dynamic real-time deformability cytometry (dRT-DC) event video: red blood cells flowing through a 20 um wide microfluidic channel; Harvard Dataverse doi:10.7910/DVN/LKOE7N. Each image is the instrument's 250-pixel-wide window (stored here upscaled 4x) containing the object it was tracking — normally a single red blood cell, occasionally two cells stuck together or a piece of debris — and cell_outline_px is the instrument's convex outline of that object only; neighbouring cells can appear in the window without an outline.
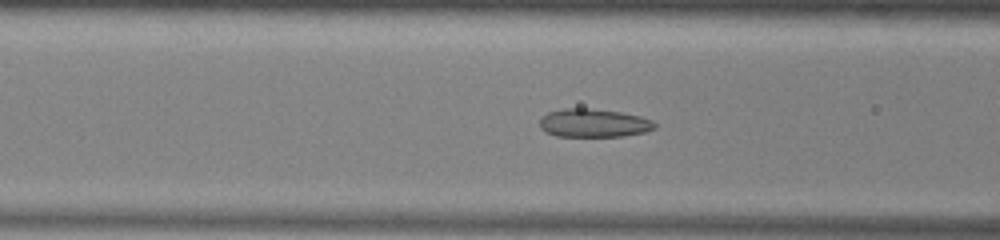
{"species": "common noctule bat (a hibernating species)", "species_latin": "Nyctalus noctula", "temperature_condition": "warm", "stored_images_in_passage": 52, "camera_frame_rate_fps": 3000, "um_per_image_px": 0.085, "animal": {"sex": "male", "body_mass_g": 13.0, "forearm_length_mm": 53.1}, "frame": {"image": 1, "passage_image": 20, "time_ms": 6.333, "image_size_px": [1000, 240], "cell_outline_px": [[656, 128], [644, 132], [624, 136], [556, 136], [544, 132], [540, 128], [540, 120], [548, 112], [564, 108], [584, 108], [620, 112], [640, 116], [652, 120], [656, 124]], "centroid_in_image_um": [50.46, 10.46], "position_along_channel_um": 116.1, "area_um2": 18.96}}
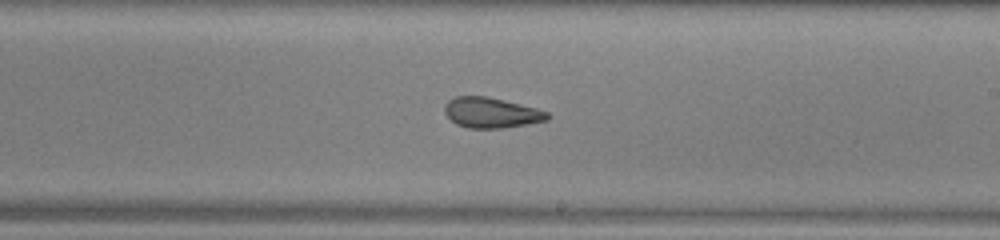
{"frame": {"image": 2, "passage_image": 30, "time_ms": 9.667, "image_size_px": [1000, 240], "cell_outline_px": [[552, 116], [548, 120], [528, 124], [500, 128], [468, 128], [456, 124], [444, 112], [444, 104], [448, 100], [456, 96], [488, 96], [536, 108], [548, 112]], "centroid_in_image_um": [41.76, 9.57], "position_along_channel_um": 247.2, "area_um2": 18.26}}
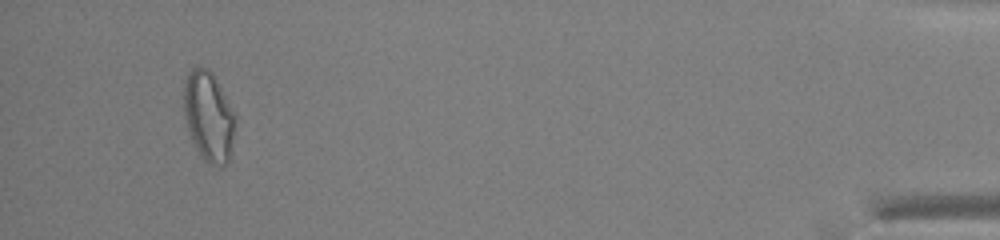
{"frame": {"image": 3, "passage_image": 49, "time_ms": 16.0, "image_size_px": [1000, 240], "cell_outline_px": [[236, 120], [228, 160], [224, 164], [208, 164], [200, 156], [192, 140], [184, 116], [184, 80], [188, 72], [192, 68], [208, 68], [212, 72], [236, 116]], "centroid_in_image_um": [17.71, 9.87], "position_along_channel_um": 417.5, "area_um2": 26.53}, "authors_computed_cell_mechanics": {"area_um2": 21.4149, "velocity_mm_per_s": 3.9405, "shape_relaxation_time_tau1_ms": null, "shape_relaxation_time_tau2_ms": 1.6344, "deformation_change_tau1": null, "deformation_change_tau2": 0.0696}}